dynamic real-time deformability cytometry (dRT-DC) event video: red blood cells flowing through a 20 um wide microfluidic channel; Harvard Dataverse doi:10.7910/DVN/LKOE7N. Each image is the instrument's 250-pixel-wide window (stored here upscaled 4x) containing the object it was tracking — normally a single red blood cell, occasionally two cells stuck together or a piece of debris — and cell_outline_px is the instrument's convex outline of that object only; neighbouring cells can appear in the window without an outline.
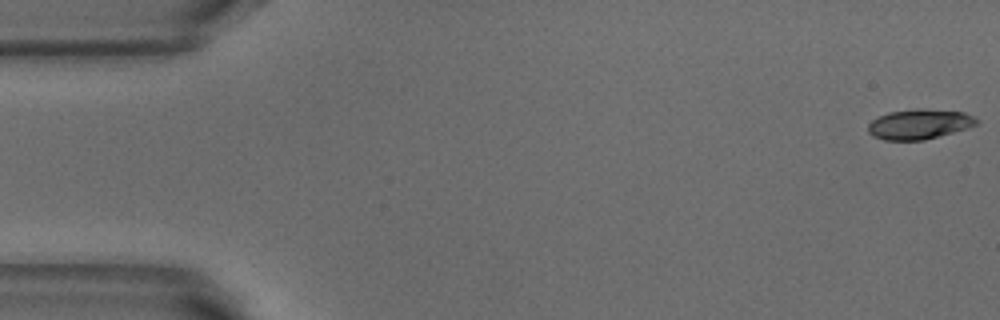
{"species": "common noctule bat (a hibernating species)", "species_latin": "Nyctalus noctula", "temperature_condition": "warm", "stored_images_in_passage": 14, "camera_frame_rate_fps": 3000, "um_per_image_px": 0.085, "animal": {"sex": "male", "body_mass_g": 18.8}, "frame": {"image": 1, "passage_image": 1, "time_ms": 0.0, "image_size_px": [1000, 320], "cell_outline_px": [[980, 120], [976, 124], [968, 128], [924, 140], [884, 140], [872, 136], [868, 132], [868, 124], [872, 120], [888, 112], [916, 108], [924, 108], [964, 112]], "centroid_in_image_um": [78.13, 10.54], "position_along_channel_um": 6.9, "area_um2": 19.07}}
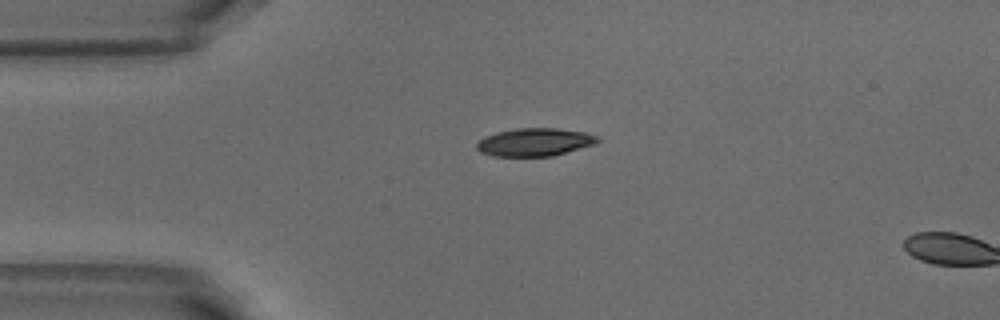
{"frame": {"image": 2, "passage_image": 12, "time_ms": 3.667, "image_size_px": [1000, 320], "cell_outline_px": [[600, 140], [596, 144], [552, 156], [492, 156], [480, 152], [476, 148], [476, 144], [484, 136], [496, 132], [516, 128], [556, 128], [584, 132], [596, 136]], "centroid_in_image_um": [45.43, 12.08], "position_along_channel_um": 39.6, "area_um2": 19.71}}